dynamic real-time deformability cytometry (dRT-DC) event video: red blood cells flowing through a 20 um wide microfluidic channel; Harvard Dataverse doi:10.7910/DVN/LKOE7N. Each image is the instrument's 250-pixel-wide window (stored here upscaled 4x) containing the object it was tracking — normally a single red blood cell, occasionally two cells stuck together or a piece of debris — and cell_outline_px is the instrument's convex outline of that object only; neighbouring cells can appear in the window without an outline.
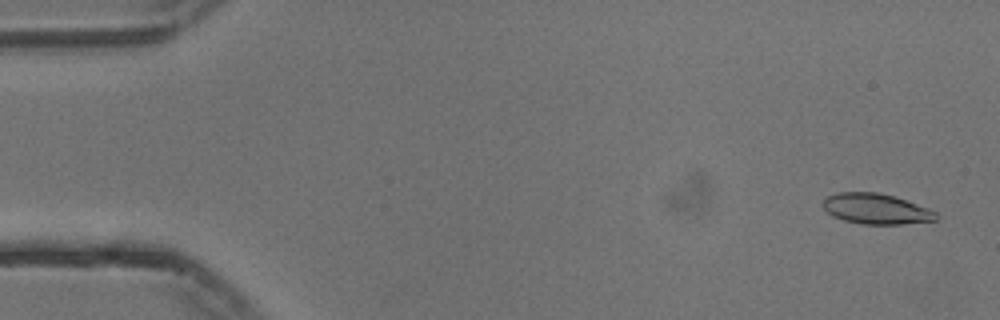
{"species": "common noctule bat (a hibernating species)", "species_latin": "Nyctalus noctula", "temperature_condition": "cold", "stored_images_in_passage": 55, "camera_frame_rate_fps": 3000, "um_per_image_px": 0.085, "animal": {"sex": "male", "body_mass_g": 13.3}, "frame": {"image": 1, "passage_image": 3, "time_ms": 0.667, "image_size_px": [1000, 320], "cell_outline_px": [[936, 220], [904, 224], [864, 224], [844, 220], [832, 216], [820, 204], [828, 196], [836, 192], [876, 192], [896, 196], [928, 208], [936, 212]], "centroid_in_image_um": [74.45, 17.74], "position_along_channel_um": 10.6, "area_um2": 20.11}}
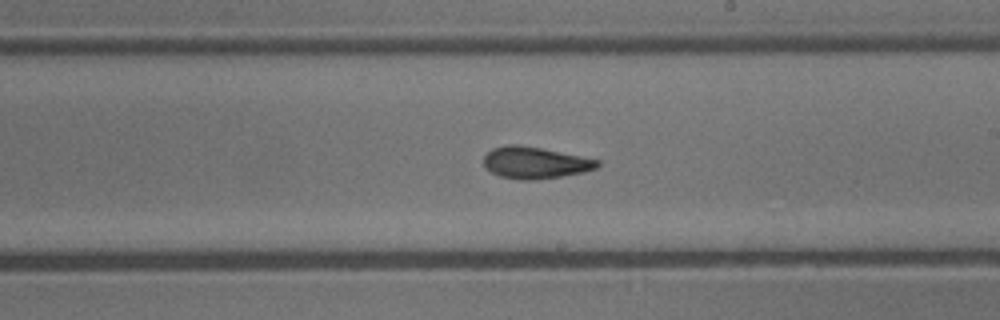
{"frame": {"image": 2, "passage_image": 32, "time_ms": 10.333, "image_size_px": [1000, 320], "cell_outline_px": [[600, 164], [596, 168], [584, 172], [536, 180], [520, 180], [500, 176], [484, 168], [484, 156], [492, 148], [508, 144], [516, 144], [540, 148], [600, 160]], "centroid_in_image_um": [45.46, 13.83], "position_along_channel_um": 243.5, "area_um2": 20.92}}
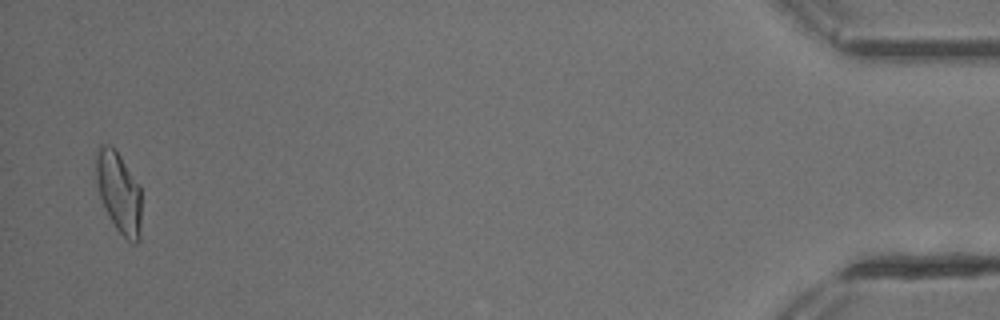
{"frame": {"image": 3, "passage_image": 54, "time_ms": 17.667, "image_size_px": [1000, 320], "cell_outline_px": [[140, 240], [136, 244], [132, 244], [116, 228], [100, 196], [96, 180], [96, 156], [100, 144], [112, 144], [140, 184]], "centroid_in_image_um": [10.12, 16.31], "position_along_channel_um": 425.1, "area_um2": 21.27}, "authors_computed_cell_mechanics": {"area_um2": 20.7502, "velocity_mm_per_s": 3.7406, "shape_relaxation_time_tau1_ms": 6.8246, "shape_relaxation_time_tau2_ms": 2.3601, "deformation_change_tau1": 0.1818, "deformation_change_tau2": 0.0977}}